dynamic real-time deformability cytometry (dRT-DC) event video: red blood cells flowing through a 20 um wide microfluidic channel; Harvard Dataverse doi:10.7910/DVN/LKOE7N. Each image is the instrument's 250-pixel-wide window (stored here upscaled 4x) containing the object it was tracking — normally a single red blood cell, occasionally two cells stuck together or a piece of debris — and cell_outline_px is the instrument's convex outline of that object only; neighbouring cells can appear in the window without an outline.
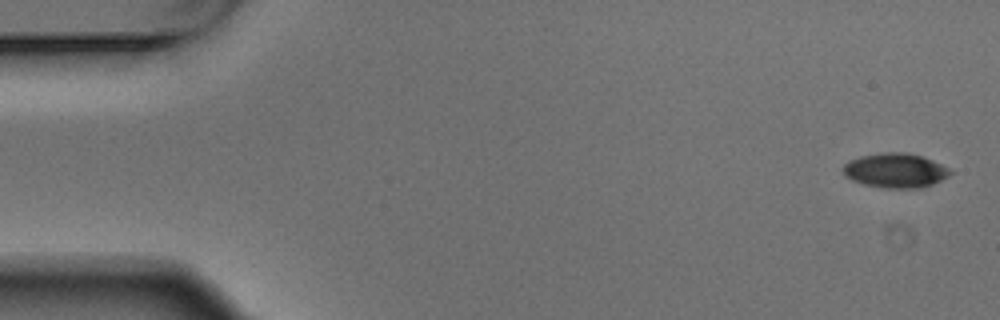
{"species": "Egyptian fruit bat (a non-hibernating species)", "species_latin": "Rousettus aegyptiacus", "temperature_condition": "warm", "stored_images_in_passage": 5, "camera_frame_rate_fps": 3000, "um_per_image_px": 0.085, "animal": {"sex": "male"}, "frame": {"image": 1, "passage_image": 1, "time_ms": 0.0, "image_size_px": [1000, 320], "cell_outline_px": [[952, 172], [948, 176], [932, 184], [920, 188], [888, 188], [864, 184], [852, 180], [844, 176], [844, 164], [848, 160], [860, 156], [884, 152], [908, 152], [932, 160], [948, 168]], "centroid_in_image_um": [76.08, 14.48], "position_along_channel_um": 8.9, "area_um2": 21.39}}
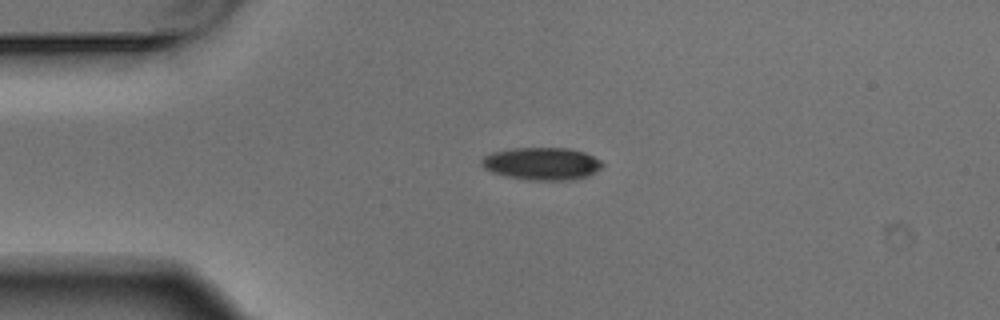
{"frame": {"image": 2, "passage_image": 4, "time_ms": 1.0, "image_size_px": [1000, 320], "cell_outline_px": [[604, 164], [596, 172], [588, 176], [572, 180], [528, 180], [508, 176], [492, 172], [484, 168], [480, 164], [480, 160], [484, 156], [492, 152], [512, 148], [568, 148], [584, 152], [600, 160]], "centroid_in_image_um": [46.05, 13.91], "position_along_channel_um": 39.0, "area_um2": 22.95}}